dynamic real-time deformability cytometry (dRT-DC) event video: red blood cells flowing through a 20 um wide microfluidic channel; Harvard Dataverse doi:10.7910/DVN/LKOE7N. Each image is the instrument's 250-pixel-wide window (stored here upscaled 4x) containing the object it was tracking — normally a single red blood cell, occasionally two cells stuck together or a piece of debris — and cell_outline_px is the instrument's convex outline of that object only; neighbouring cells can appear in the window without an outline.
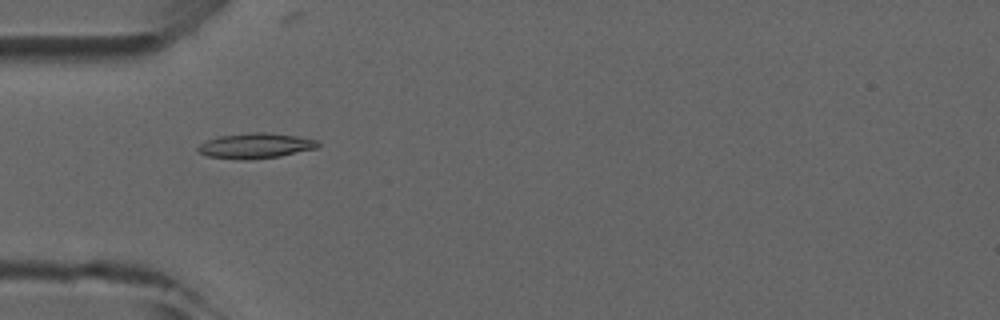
{"species": "common noctule bat (a hibernating species)", "species_latin": "Nyctalus noctula", "temperature_condition": "room temperature", "stored_images_in_passage": 5, "camera_frame_rate_fps": 3000, "um_per_image_px": 0.085, "animal": {"sex": "male", "forearm_length_mm": 52.5}, "frame": {"image": 1, "passage_image": 3, "time_ms": 2.333, "image_size_px": [1000, 320], "cell_outline_px": [[320, 144], [316, 148], [280, 156], [244, 160], [208, 156], [200, 152], [196, 148], [200, 144], [208, 140], [220, 136], [252, 132], [264, 132], [296, 136], [316, 140]], "centroid_in_image_um": [21.71, 12.39], "position_along_channel_um": 63.3, "area_um2": 17.34}}
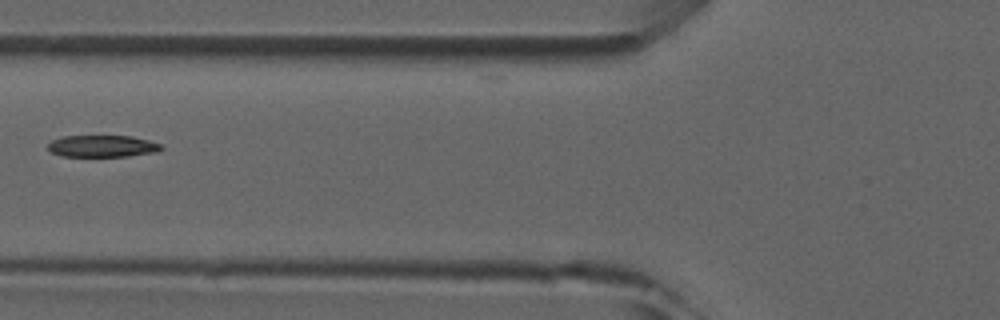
{"frame": {"image": 2, "passage_image": 4, "time_ms": 3.667, "image_size_px": [1000, 320], "cell_outline_px": [[164, 148], [156, 152], [128, 156], [60, 156], [52, 152], [48, 148], [48, 144], [52, 140], [64, 136], [132, 136], [164, 144]], "centroid_in_image_um": [8.75, 12.42], "position_along_channel_um": 117.1, "area_um2": 14.45}}
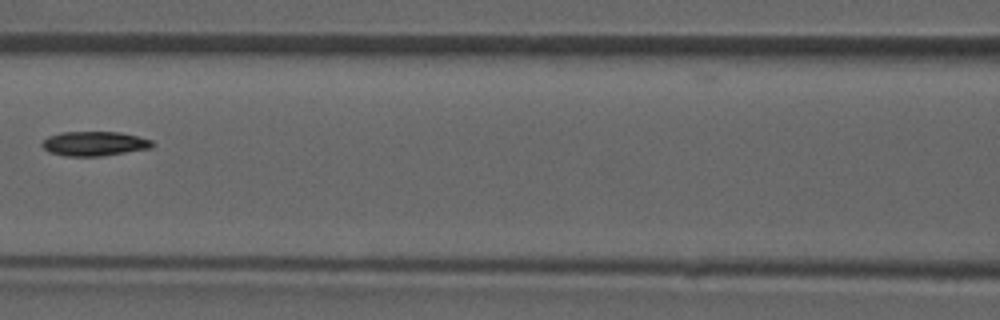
{"frame": {"image": 3, "passage_image": 5, "time_ms": 4.667, "image_size_px": [1000, 320], "cell_outline_px": [[152, 148], [100, 156], [64, 156], [48, 152], [40, 144], [48, 136], [60, 132], [120, 132], [152, 140]], "centroid_in_image_um": [7.98, 12.21], "position_along_channel_um": 158.6, "area_um2": 15.66}}